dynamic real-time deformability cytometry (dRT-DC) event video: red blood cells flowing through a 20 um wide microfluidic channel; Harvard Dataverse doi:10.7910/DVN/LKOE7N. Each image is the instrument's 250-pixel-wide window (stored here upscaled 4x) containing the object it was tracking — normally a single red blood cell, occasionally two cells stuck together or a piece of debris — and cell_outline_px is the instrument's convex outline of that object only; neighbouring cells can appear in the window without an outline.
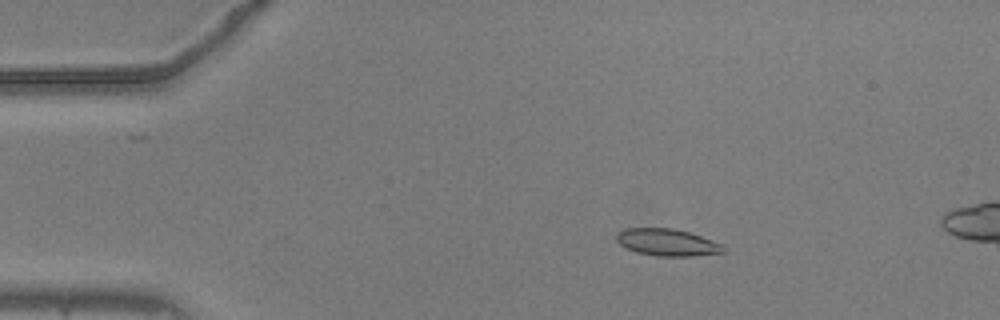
{"species": "common noctule bat (a hibernating species)", "species_latin": "Nyctalus noctula", "temperature_condition": "warm", "stored_images_in_passage": 17, "camera_frame_rate_fps": 3000, "um_per_image_px": 0.085, "animal": {"sex": "male", "body_mass_g": 20.5, "forearm_length_mm": 52.5}, "frame": {"image": 1, "passage_image": 10, "time_ms": 3.0, "image_size_px": [1000, 320], "cell_outline_px": [[724, 252], [692, 256], [656, 256], [636, 252], [620, 244], [616, 240], [616, 232], [624, 228], [672, 228], [688, 232], [724, 244]], "centroid_in_image_um": [56.69, 20.6], "position_along_channel_um": 28.3, "area_um2": 16.82}}